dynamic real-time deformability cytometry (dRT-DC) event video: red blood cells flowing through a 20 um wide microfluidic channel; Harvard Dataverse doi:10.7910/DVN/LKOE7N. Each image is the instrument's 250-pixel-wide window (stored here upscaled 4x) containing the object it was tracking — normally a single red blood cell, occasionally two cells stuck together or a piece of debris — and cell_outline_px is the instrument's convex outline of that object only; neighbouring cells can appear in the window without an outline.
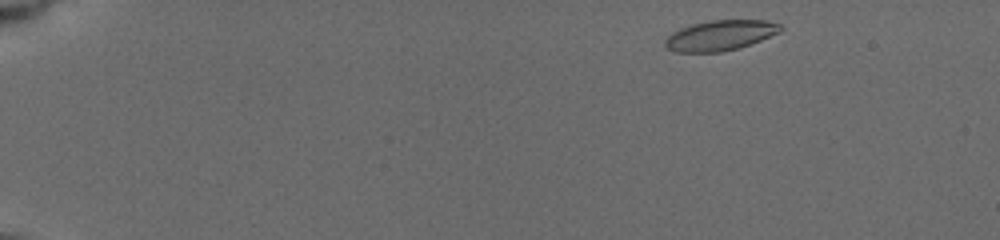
{"species": "common noctule bat (a hibernating species)", "species_latin": "Nyctalus noctula", "temperature_condition": "cold", "stored_images_in_passage": 56, "camera_frame_rate_fps": 3000, "um_per_image_px": 0.085, "animal": {"sex": "female", "body_mass_g": 19.5, "forearm_length_mm": 54.1}, "frame": {"image": 1, "passage_image": 3, "time_ms": 0.333, "image_size_px": [1000, 240], "cell_outline_px": [[784, 28], [780, 32], [740, 48], [720, 52], [676, 52], [668, 48], [664, 44], [664, 40], [672, 32], [680, 28], [692, 24], [712, 20], [764, 20], [780, 24]], "centroid_in_image_um": [61.21, 3.01], "position_along_channel_um": 23.8, "area_um2": 20.35}}
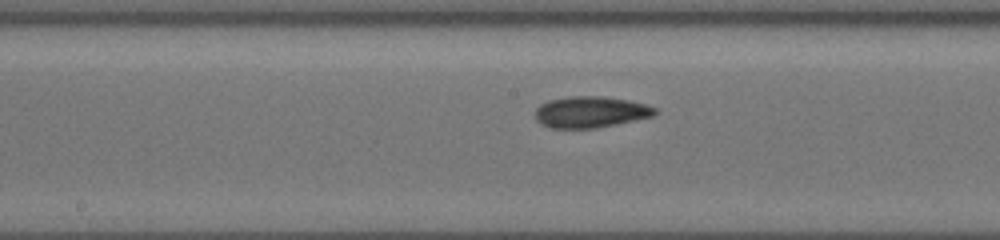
{"frame": {"image": 2, "passage_image": 33, "time_ms": 8.0, "image_size_px": [1000, 240], "cell_outline_px": [[660, 112], [652, 116], [592, 128], [552, 128], [536, 120], [536, 108], [540, 104], [548, 100], [568, 96], [604, 96], [628, 100], [648, 104], [656, 108]], "centroid_in_image_um": [50.2, 9.49], "position_along_channel_um": 198.0, "area_um2": 21.68}}
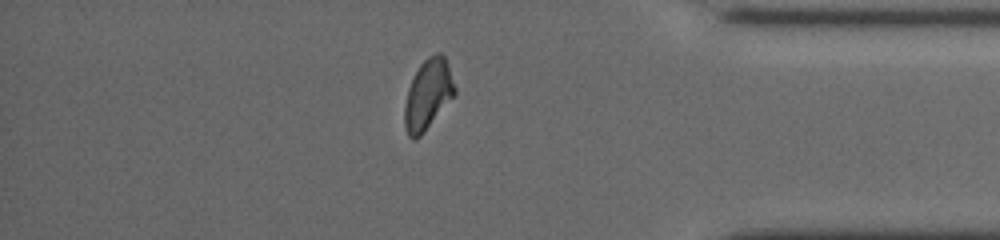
{"frame": {"image": 3, "passage_image": 55, "time_ms": 13.667, "image_size_px": [1000, 240], "cell_outline_px": [[456, 92], [424, 132], [420, 136], [412, 140], [408, 136], [404, 128], [404, 108], [408, 88], [420, 64], [428, 56], [436, 52], [440, 52], [444, 56], [456, 88]], "centroid_in_image_um": [36.35, 8.04], "position_along_channel_um": 398.8, "area_um2": 20.23}, "authors_computed_cell_mechanics": {"area_um2": 20.6924, "velocity_mm_per_s": 3.8725, "shape_relaxation_time_tau1_ms": 3.8231, "shape_relaxation_time_tau2_ms": 2.8312, "deformation_change_tau1": 0.1458, "deformation_change_tau2": 0.09}}